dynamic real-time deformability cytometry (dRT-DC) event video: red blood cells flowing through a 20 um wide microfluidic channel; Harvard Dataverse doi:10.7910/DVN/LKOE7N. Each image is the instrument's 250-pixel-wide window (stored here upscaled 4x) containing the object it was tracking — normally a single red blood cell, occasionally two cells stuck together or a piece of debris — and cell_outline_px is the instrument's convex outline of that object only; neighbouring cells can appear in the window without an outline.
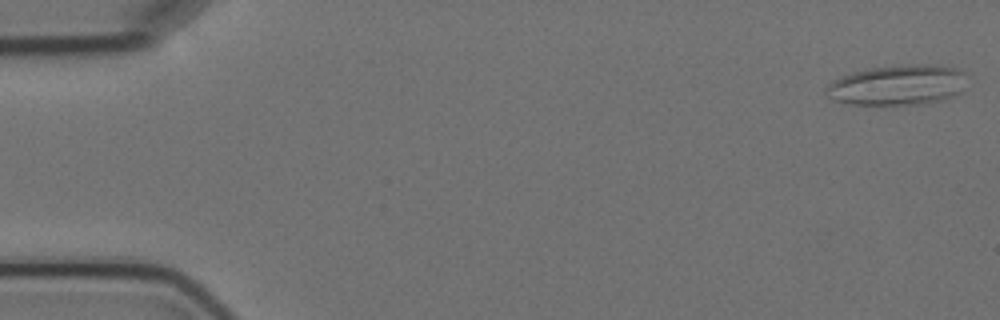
{"species": "Egyptian fruit bat (a non-hibernating species)", "species_latin": "Rousettus aegyptiacus", "temperature_condition": "cold", "stored_images_in_passage": 5, "camera_frame_rate_fps": 3000, "um_per_image_px": 0.085, "animal": {"sex": "female"}, "frame": {"image": 1, "passage_image": 1, "time_ms": 0.0, "image_size_px": [1000, 320], "cell_outline_px": [[964, 72], [960, 92], [944, 100], [916, 104], [852, 104], [832, 100], [824, 92], [824, 88], [832, 80], [840, 76], [852, 72], [872, 68], [908, 64], [940, 64], [956, 68]], "centroid_in_image_um": [76.24, 7.22], "position_along_channel_um": 8.8, "area_um2": 32.95}}